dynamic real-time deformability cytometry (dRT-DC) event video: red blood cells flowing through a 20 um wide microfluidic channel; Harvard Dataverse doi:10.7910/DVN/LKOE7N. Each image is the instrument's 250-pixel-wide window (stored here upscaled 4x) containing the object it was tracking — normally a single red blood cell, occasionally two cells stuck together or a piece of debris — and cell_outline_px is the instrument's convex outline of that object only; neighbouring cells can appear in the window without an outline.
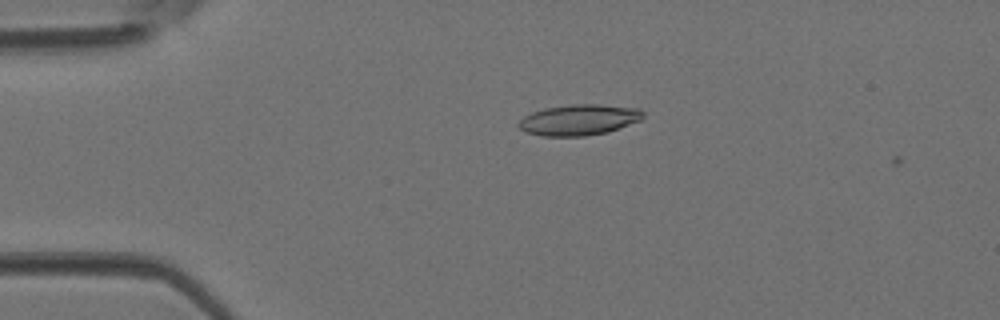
{"species": "Egyptian fruit bat (a non-hibernating species)", "species_latin": "Rousettus aegyptiacus", "temperature_condition": "room temperature", "stored_images_in_passage": 4, "camera_frame_rate_fps": 3000, "um_per_image_px": 0.085, "animal": {"sex": "female"}, "frame": {"image": 1, "passage_image": 3, "time_ms": 0.667, "image_size_px": [1000, 320], "cell_outline_px": [[644, 116], [640, 120], [608, 132], [584, 136], [540, 136], [524, 132], [516, 124], [524, 116], [532, 112], [544, 108], [572, 104], [596, 104], [640, 108], [644, 112]], "centroid_in_image_um": [49.19, 10.19], "position_along_channel_um": 35.8, "area_um2": 22.48}}